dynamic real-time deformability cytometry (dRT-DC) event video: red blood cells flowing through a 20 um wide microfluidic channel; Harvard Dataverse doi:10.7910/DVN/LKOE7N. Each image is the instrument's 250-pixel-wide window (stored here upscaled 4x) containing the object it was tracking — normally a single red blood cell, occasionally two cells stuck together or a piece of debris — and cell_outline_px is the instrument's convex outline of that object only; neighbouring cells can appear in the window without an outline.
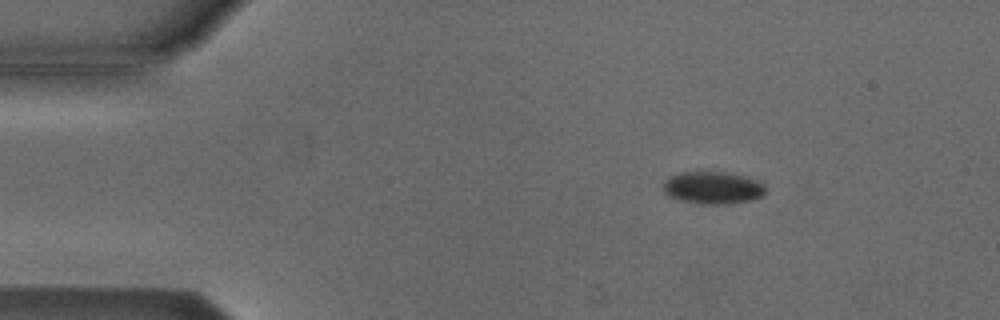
{"species": "Egyptian fruit bat (a non-hibernating species)", "species_latin": "Rousettus aegyptiacus", "temperature_condition": "cold", "stored_images_in_passage": 3, "camera_frame_rate_fps": 3000, "um_per_image_px": 0.085, "animal": {"sex": "male"}, "frame": {"image": 1, "passage_image": 1, "time_ms": 0.0, "image_size_px": [1000, 320], "cell_outline_px": [[764, 192], [760, 196], [752, 200], [728, 204], [700, 204], [680, 200], [668, 196], [664, 192], [664, 180], [680, 172], [696, 168], [708, 168], [732, 172], [748, 176], [760, 180], [764, 184]], "centroid_in_image_um": [60.58, 15.88], "position_along_channel_um": 24.4, "area_um2": 20.46}}